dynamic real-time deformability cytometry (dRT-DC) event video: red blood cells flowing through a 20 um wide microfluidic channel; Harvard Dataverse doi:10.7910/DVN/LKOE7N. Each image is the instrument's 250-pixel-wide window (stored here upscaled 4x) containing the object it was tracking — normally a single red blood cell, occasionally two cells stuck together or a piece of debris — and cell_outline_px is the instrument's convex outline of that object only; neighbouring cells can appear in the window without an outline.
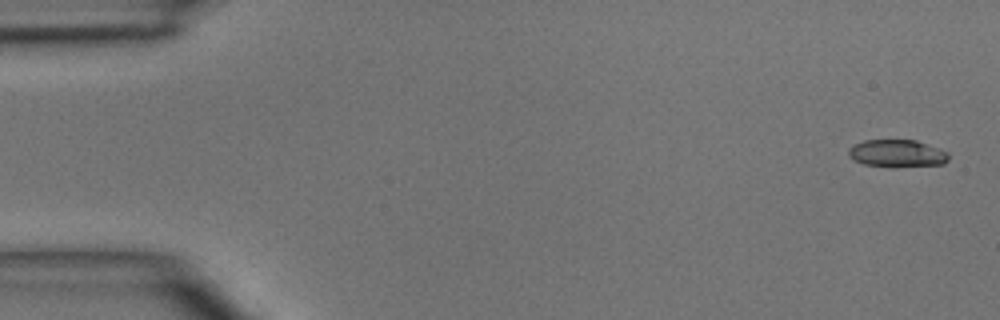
{"species": "common noctule bat (a hibernating species)", "species_latin": "Nyctalus noctula", "temperature_condition": "room temperature", "stored_images_in_passage": 4, "camera_frame_rate_fps": 3000, "um_per_image_px": 0.085, "animal": {"sex": "male", "body_mass_g": 15.6}, "frame": {"image": 1, "passage_image": 1, "time_ms": 0.0, "image_size_px": [1000, 320], "cell_outline_px": [[948, 160], [944, 164], [864, 164], [848, 156], [848, 148], [864, 140], [916, 140], [948, 152]], "centroid_in_image_um": [76.24, 12.98], "position_along_channel_um": 8.8, "area_um2": 14.97}}